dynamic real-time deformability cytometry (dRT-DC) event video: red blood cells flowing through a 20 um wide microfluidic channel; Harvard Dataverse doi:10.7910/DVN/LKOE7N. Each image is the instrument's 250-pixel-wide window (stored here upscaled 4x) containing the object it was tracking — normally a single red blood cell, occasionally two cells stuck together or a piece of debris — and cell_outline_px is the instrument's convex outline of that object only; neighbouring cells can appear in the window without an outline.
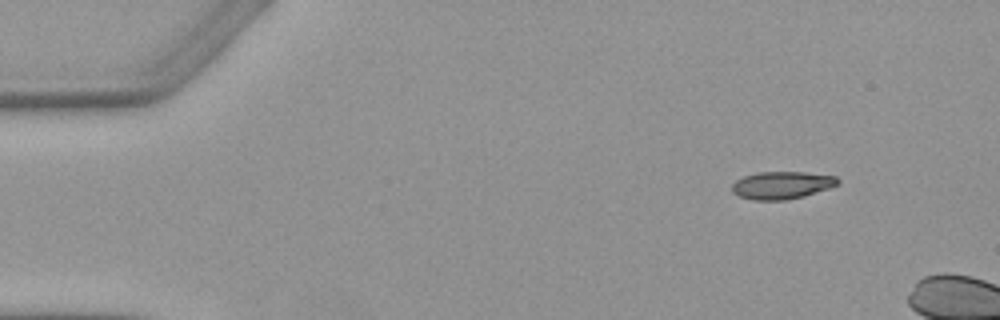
{"species": "Egyptian fruit bat (a non-hibernating species)", "species_latin": "Rousettus aegyptiacus", "temperature_condition": "warm", "stored_images_in_passage": 3, "camera_frame_rate_fps": 3000, "um_per_image_px": 0.085, "animal": {"sex": "female"}, "frame": {"image": 1, "passage_image": 1, "time_ms": 0.0, "image_size_px": [1000, 320], "cell_outline_px": [[840, 184], [832, 188], [804, 196], [788, 200], [752, 200], [740, 196], [732, 192], [732, 184], [736, 180], [744, 176], [756, 172], [804, 172], [836, 176], [840, 180]], "centroid_in_image_um": [66.5, 15.74], "position_along_channel_um": 18.5, "area_um2": 17.22}}